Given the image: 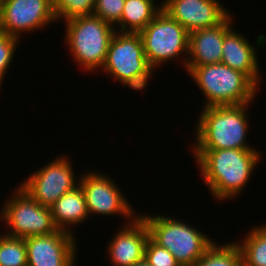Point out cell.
<instances>
[{"mask_svg":"<svg viewBox=\"0 0 266 266\" xmlns=\"http://www.w3.org/2000/svg\"><path fill=\"white\" fill-rule=\"evenodd\" d=\"M154 0H125L119 32L139 33L162 10V4Z\"/></svg>","mask_w":266,"mask_h":266,"instance_id":"18","label":"cell"},{"mask_svg":"<svg viewBox=\"0 0 266 266\" xmlns=\"http://www.w3.org/2000/svg\"><path fill=\"white\" fill-rule=\"evenodd\" d=\"M204 184L217 200L240 196L261 160L255 149H193Z\"/></svg>","mask_w":266,"mask_h":266,"instance_id":"1","label":"cell"},{"mask_svg":"<svg viewBox=\"0 0 266 266\" xmlns=\"http://www.w3.org/2000/svg\"><path fill=\"white\" fill-rule=\"evenodd\" d=\"M27 266H75L77 244L74 233L58 229L49 235L24 238Z\"/></svg>","mask_w":266,"mask_h":266,"instance_id":"12","label":"cell"},{"mask_svg":"<svg viewBox=\"0 0 266 266\" xmlns=\"http://www.w3.org/2000/svg\"><path fill=\"white\" fill-rule=\"evenodd\" d=\"M13 195L5 201L0 213V220L8 226L6 235L24 239L58 230L49 207L33 200L20 186L15 188Z\"/></svg>","mask_w":266,"mask_h":266,"instance_id":"8","label":"cell"},{"mask_svg":"<svg viewBox=\"0 0 266 266\" xmlns=\"http://www.w3.org/2000/svg\"><path fill=\"white\" fill-rule=\"evenodd\" d=\"M95 0H53L57 22L77 16L92 15Z\"/></svg>","mask_w":266,"mask_h":266,"instance_id":"22","label":"cell"},{"mask_svg":"<svg viewBox=\"0 0 266 266\" xmlns=\"http://www.w3.org/2000/svg\"><path fill=\"white\" fill-rule=\"evenodd\" d=\"M144 259L151 266H180L166 248L160 247L150 237L145 246Z\"/></svg>","mask_w":266,"mask_h":266,"instance_id":"24","label":"cell"},{"mask_svg":"<svg viewBox=\"0 0 266 266\" xmlns=\"http://www.w3.org/2000/svg\"><path fill=\"white\" fill-rule=\"evenodd\" d=\"M2 234L0 233V266H27L25 240Z\"/></svg>","mask_w":266,"mask_h":266,"instance_id":"21","label":"cell"},{"mask_svg":"<svg viewBox=\"0 0 266 266\" xmlns=\"http://www.w3.org/2000/svg\"><path fill=\"white\" fill-rule=\"evenodd\" d=\"M230 14L218 25L189 32L188 55L183 58V66L196 67L221 63L225 34L232 28Z\"/></svg>","mask_w":266,"mask_h":266,"instance_id":"15","label":"cell"},{"mask_svg":"<svg viewBox=\"0 0 266 266\" xmlns=\"http://www.w3.org/2000/svg\"><path fill=\"white\" fill-rule=\"evenodd\" d=\"M154 70L148 64L139 33L116 31L102 72L134 90L147 87Z\"/></svg>","mask_w":266,"mask_h":266,"instance_id":"6","label":"cell"},{"mask_svg":"<svg viewBox=\"0 0 266 266\" xmlns=\"http://www.w3.org/2000/svg\"><path fill=\"white\" fill-rule=\"evenodd\" d=\"M70 161L60 155L30 174L19 186L40 205L50 208L61 196L79 185L80 178L75 176Z\"/></svg>","mask_w":266,"mask_h":266,"instance_id":"9","label":"cell"},{"mask_svg":"<svg viewBox=\"0 0 266 266\" xmlns=\"http://www.w3.org/2000/svg\"><path fill=\"white\" fill-rule=\"evenodd\" d=\"M161 4L188 32L214 27L230 14L219 0H164Z\"/></svg>","mask_w":266,"mask_h":266,"instance_id":"13","label":"cell"},{"mask_svg":"<svg viewBox=\"0 0 266 266\" xmlns=\"http://www.w3.org/2000/svg\"><path fill=\"white\" fill-rule=\"evenodd\" d=\"M108 243L107 255L112 266H133L144 259L145 246L150 237L143 218L138 215L128 221Z\"/></svg>","mask_w":266,"mask_h":266,"instance_id":"14","label":"cell"},{"mask_svg":"<svg viewBox=\"0 0 266 266\" xmlns=\"http://www.w3.org/2000/svg\"><path fill=\"white\" fill-rule=\"evenodd\" d=\"M214 242L193 266H243V257L236 242Z\"/></svg>","mask_w":266,"mask_h":266,"instance_id":"20","label":"cell"},{"mask_svg":"<svg viewBox=\"0 0 266 266\" xmlns=\"http://www.w3.org/2000/svg\"><path fill=\"white\" fill-rule=\"evenodd\" d=\"M125 0H95L93 15L116 26L122 17Z\"/></svg>","mask_w":266,"mask_h":266,"instance_id":"23","label":"cell"},{"mask_svg":"<svg viewBox=\"0 0 266 266\" xmlns=\"http://www.w3.org/2000/svg\"><path fill=\"white\" fill-rule=\"evenodd\" d=\"M65 41L74 62L84 71L102 68L116 27L95 15L77 16L64 21Z\"/></svg>","mask_w":266,"mask_h":266,"instance_id":"4","label":"cell"},{"mask_svg":"<svg viewBox=\"0 0 266 266\" xmlns=\"http://www.w3.org/2000/svg\"><path fill=\"white\" fill-rule=\"evenodd\" d=\"M261 225L251 228L244 240L236 242L243 257V266H266V223Z\"/></svg>","mask_w":266,"mask_h":266,"instance_id":"19","label":"cell"},{"mask_svg":"<svg viewBox=\"0 0 266 266\" xmlns=\"http://www.w3.org/2000/svg\"><path fill=\"white\" fill-rule=\"evenodd\" d=\"M19 39L13 36H9L0 31V82L3 83V79L10 63L13 61L16 47L18 46Z\"/></svg>","mask_w":266,"mask_h":266,"instance_id":"25","label":"cell"},{"mask_svg":"<svg viewBox=\"0 0 266 266\" xmlns=\"http://www.w3.org/2000/svg\"><path fill=\"white\" fill-rule=\"evenodd\" d=\"M133 266H151V265L145 259H143Z\"/></svg>","mask_w":266,"mask_h":266,"instance_id":"26","label":"cell"},{"mask_svg":"<svg viewBox=\"0 0 266 266\" xmlns=\"http://www.w3.org/2000/svg\"><path fill=\"white\" fill-rule=\"evenodd\" d=\"M57 22L53 0H2L0 31L20 39L23 33H32Z\"/></svg>","mask_w":266,"mask_h":266,"instance_id":"10","label":"cell"},{"mask_svg":"<svg viewBox=\"0 0 266 266\" xmlns=\"http://www.w3.org/2000/svg\"><path fill=\"white\" fill-rule=\"evenodd\" d=\"M250 103L203 108L197 121L194 149H255L247 142Z\"/></svg>","mask_w":266,"mask_h":266,"instance_id":"2","label":"cell"},{"mask_svg":"<svg viewBox=\"0 0 266 266\" xmlns=\"http://www.w3.org/2000/svg\"><path fill=\"white\" fill-rule=\"evenodd\" d=\"M109 176L97 173L96 170L81 174L79 185L85 196L89 216L97 214L106 217L117 214L132 221L137 217L133 206L131 207L118 184Z\"/></svg>","mask_w":266,"mask_h":266,"instance_id":"11","label":"cell"},{"mask_svg":"<svg viewBox=\"0 0 266 266\" xmlns=\"http://www.w3.org/2000/svg\"><path fill=\"white\" fill-rule=\"evenodd\" d=\"M185 69L205 96L203 108L252 103L257 97L259 87L247 75L223 63Z\"/></svg>","mask_w":266,"mask_h":266,"instance_id":"3","label":"cell"},{"mask_svg":"<svg viewBox=\"0 0 266 266\" xmlns=\"http://www.w3.org/2000/svg\"><path fill=\"white\" fill-rule=\"evenodd\" d=\"M139 35L147 62L154 71L157 66L164 65L167 61L181 58L183 53L188 56L189 32L163 10Z\"/></svg>","mask_w":266,"mask_h":266,"instance_id":"7","label":"cell"},{"mask_svg":"<svg viewBox=\"0 0 266 266\" xmlns=\"http://www.w3.org/2000/svg\"><path fill=\"white\" fill-rule=\"evenodd\" d=\"M50 209L55 226L69 233H73L71 230L73 227L70 225L78 226L89 218L85 196L80 185L61 196Z\"/></svg>","mask_w":266,"mask_h":266,"instance_id":"17","label":"cell"},{"mask_svg":"<svg viewBox=\"0 0 266 266\" xmlns=\"http://www.w3.org/2000/svg\"><path fill=\"white\" fill-rule=\"evenodd\" d=\"M148 226L150 238L166 248L180 264L193 266L215 242L195 226L165 215L139 214Z\"/></svg>","mask_w":266,"mask_h":266,"instance_id":"5","label":"cell"},{"mask_svg":"<svg viewBox=\"0 0 266 266\" xmlns=\"http://www.w3.org/2000/svg\"><path fill=\"white\" fill-rule=\"evenodd\" d=\"M242 34L234 28L230 29L224 37L221 63L247 75L257 86L261 85V76L258 63V53Z\"/></svg>","mask_w":266,"mask_h":266,"instance_id":"16","label":"cell"}]
</instances>
